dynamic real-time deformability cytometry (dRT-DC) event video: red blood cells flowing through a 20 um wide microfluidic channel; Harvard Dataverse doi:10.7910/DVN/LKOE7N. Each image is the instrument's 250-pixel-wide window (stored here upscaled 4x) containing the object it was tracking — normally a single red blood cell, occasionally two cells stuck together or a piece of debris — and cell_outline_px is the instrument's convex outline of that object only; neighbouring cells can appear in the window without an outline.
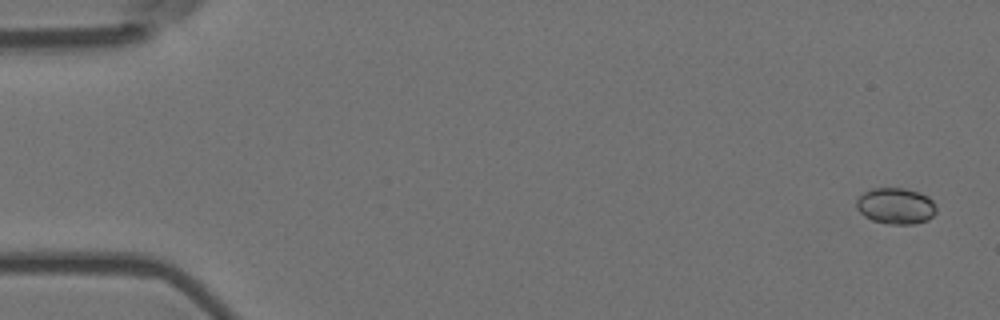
{"species": "Egyptian fruit bat (a non-hibernating species)", "species_latin": "Rousettus aegyptiacus", "temperature_condition": "room temperature", "stored_images_in_passage": 9, "camera_frame_rate_fps": 3000, "um_per_image_px": 0.085, "animal": {"sex": "female"}, "frame": {"image": 1, "passage_image": 1, "time_ms": 0.0, "image_size_px": [1000, 320], "cell_outline_px": [[936, 212], [928, 220], [916, 224], [884, 224], [872, 220], [864, 216], [856, 208], [856, 200], [864, 192], [872, 188], [904, 188], [920, 192], [928, 196], [932, 200], [936, 208]], "centroid_in_image_um": [76.14, 17.51], "position_along_channel_um": 8.9, "area_um2": 17.05}}
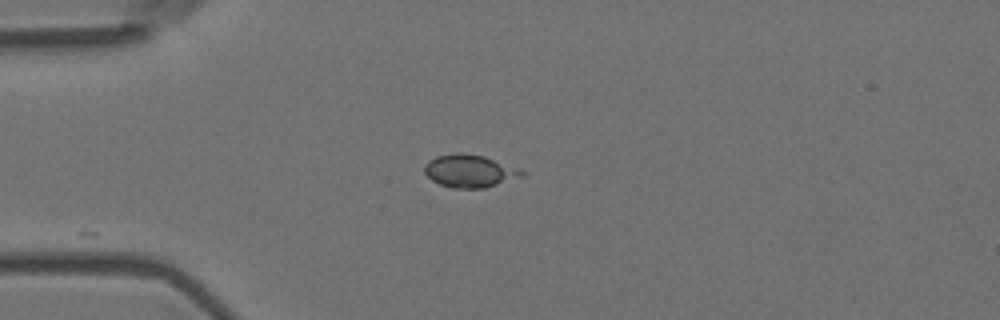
{"frame": {"image": 2, "passage_image": 4, "time_ms": 1.0, "image_size_px": [1000, 320], "cell_outline_px": [[528, 172], [524, 176], [484, 188], [452, 188], [440, 184], [432, 180], [424, 172], [424, 164], [428, 160], [436, 156], [456, 152], [460, 152], [484, 156], [520, 168]], "centroid_in_image_um": [39.94, 14.52], "position_along_channel_um": 45.1, "area_um2": 18.79}}
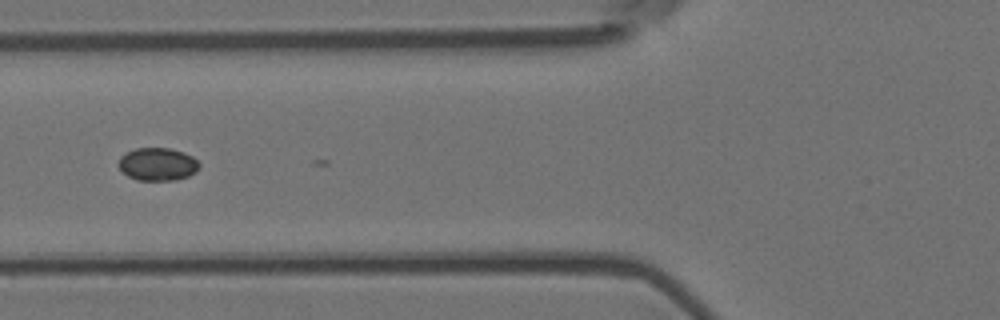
{"frame": {"image": 3, "passage_image": 6, "time_ms": 1.667, "image_size_px": [1000, 320], "cell_outline_px": [[200, 168], [196, 172], [188, 176], [176, 180], [136, 180], [128, 176], [120, 168], [120, 156], [124, 152], [136, 148], [168, 148], [184, 152], [192, 156], [200, 164]], "centroid_in_image_um": [13.42, 13.95], "position_along_channel_um": 112.4, "area_um2": 15.49}}